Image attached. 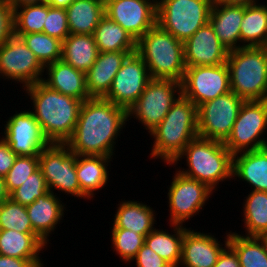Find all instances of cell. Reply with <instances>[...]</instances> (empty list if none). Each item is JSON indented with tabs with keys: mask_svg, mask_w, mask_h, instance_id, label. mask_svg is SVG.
<instances>
[{
	"mask_svg": "<svg viewBox=\"0 0 267 267\" xmlns=\"http://www.w3.org/2000/svg\"><path fill=\"white\" fill-rule=\"evenodd\" d=\"M232 177L248 183L253 191L267 192V147L233 155Z\"/></svg>",
	"mask_w": 267,
	"mask_h": 267,
	"instance_id": "d4e9b609",
	"label": "cell"
},
{
	"mask_svg": "<svg viewBox=\"0 0 267 267\" xmlns=\"http://www.w3.org/2000/svg\"><path fill=\"white\" fill-rule=\"evenodd\" d=\"M9 198V194L6 191L4 177L0 176V204Z\"/></svg>",
	"mask_w": 267,
	"mask_h": 267,
	"instance_id": "f907efd6",
	"label": "cell"
},
{
	"mask_svg": "<svg viewBox=\"0 0 267 267\" xmlns=\"http://www.w3.org/2000/svg\"><path fill=\"white\" fill-rule=\"evenodd\" d=\"M43 33L58 38L62 42L70 34L66 10L48 5V15L44 22Z\"/></svg>",
	"mask_w": 267,
	"mask_h": 267,
	"instance_id": "60d3db41",
	"label": "cell"
},
{
	"mask_svg": "<svg viewBox=\"0 0 267 267\" xmlns=\"http://www.w3.org/2000/svg\"><path fill=\"white\" fill-rule=\"evenodd\" d=\"M22 38L43 66L61 60L62 41L45 33L14 34Z\"/></svg>",
	"mask_w": 267,
	"mask_h": 267,
	"instance_id": "d590c367",
	"label": "cell"
},
{
	"mask_svg": "<svg viewBox=\"0 0 267 267\" xmlns=\"http://www.w3.org/2000/svg\"><path fill=\"white\" fill-rule=\"evenodd\" d=\"M226 64L232 92L245 101L267 100V47L230 50Z\"/></svg>",
	"mask_w": 267,
	"mask_h": 267,
	"instance_id": "8992f818",
	"label": "cell"
},
{
	"mask_svg": "<svg viewBox=\"0 0 267 267\" xmlns=\"http://www.w3.org/2000/svg\"><path fill=\"white\" fill-rule=\"evenodd\" d=\"M182 159L186 160L188 170L179 167L177 171L206 184L213 191L217 190L219 182L233 178V154L225 147L224 142L198 136L168 165H176Z\"/></svg>",
	"mask_w": 267,
	"mask_h": 267,
	"instance_id": "277c9868",
	"label": "cell"
},
{
	"mask_svg": "<svg viewBox=\"0 0 267 267\" xmlns=\"http://www.w3.org/2000/svg\"><path fill=\"white\" fill-rule=\"evenodd\" d=\"M229 91V69L226 63L215 66H186L181 92L197 107Z\"/></svg>",
	"mask_w": 267,
	"mask_h": 267,
	"instance_id": "5bb4252c",
	"label": "cell"
},
{
	"mask_svg": "<svg viewBox=\"0 0 267 267\" xmlns=\"http://www.w3.org/2000/svg\"><path fill=\"white\" fill-rule=\"evenodd\" d=\"M111 159L99 155H77L76 175L80 185V198L93 199L94 193L105 187L109 179L108 165H111Z\"/></svg>",
	"mask_w": 267,
	"mask_h": 267,
	"instance_id": "cb8c5ba5",
	"label": "cell"
},
{
	"mask_svg": "<svg viewBox=\"0 0 267 267\" xmlns=\"http://www.w3.org/2000/svg\"><path fill=\"white\" fill-rule=\"evenodd\" d=\"M98 55L93 35L69 34L62 42L61 60L85 73L95 63Z\"/></svg>",
	"mask_w": 267,
	"mask_h": 267,
	"instance_id": "83f0119b",
	"label": "cell"
},
{
	"mask_svg": "<svg viewBox=\"0 0 267 267\" xmlns=\"http://www.w3.org/2000/svg\"><path fill=\"white\" fill-rule=\"evenodd\" d=\"M48 4H28L14 8V34L43 33Z\"/></svg>",
	"mask_w": 267,
	"mask_h": 267,
	"instance_id": "e575fe53",
	"label": "cell"
},
{
	"mask_svg": "<svg viewBox=\"0 0 267 267\" xmlns=\"http://www.w3.org/2000/svg\"><path fill=\"white\" fill-rule=\"evenodd\" d=\"M136 267H172L166 260L161 258L147 245H143L133 259Z\"/></svg>",
	"mask_w": 267,
	"mask_h": 267,
	"instance_id": "7bdbcfd3",
	"label": "cell"
},
{
	"mask_svg": "<svg viewBox=\"0 0 267 267\" xmlns=\"http://www.w3.org/2000/svg\"><path fill=\"white\" fill-rule=\"evenodd\" d=\"M229 50L208 22L184 42L186 66H215L226 63Z\"/></svg>",
	"mask_w": 267,
	"mask_h": 267,
	"instance_id": "ac0fdd59",
	"label": "cell"
},
{
	"mask_svg": "<svg viewBox=\"0 0 267 267\" xmlns=\"http://www.w3.org/2000/svg\"><path fill=\"white\" fill-rule=\"evenodd\" d=\"M228 245L236 252L241 267H267V237L230 231Z\"/></svg>",
	"mask_w": 267,
	"mask_h": 267,
	"instance_id": "d6a6232c",
	"label": "cell"
},
{
	"mask_svg": "<svg viewBox=\"0 0 267 267\" xmlns=\"http://www.w3.org/2000/svg\"><path fill=\"white\" fill-rule=\"evenodd\" d=\"M259 0H212L213 4H236V5H251Z\"/></svg>",
	"mask_w": 267,
	"mask_h": 267,
	"instance_id": "7dc6e473",
	"label": "cell"
},
{
	"mask_svg": "<svg viewBox=\"0 0 267 267\" xmlns=\"http://www.w3.org/2000/svg\"><path fill=\"white\" fill-rule=\"evenodd\" d=\"M77 154L65 144H50L39 154V169L50 192L58 190L66 195L80 197L76 175Z\"/></svg>",
	"mask_w": 267,
	"mask_h": 267,
	"instance_id": "8fae6325",
	"label": "cell"
},
{
	"mask_svg": "<svg viewBox=\"0 0 267 267\" xmlns=\"http://www.w3.org/2000/svg\"><path fill=\"white\" fill-rule=\"evenodd\" d=\"M7 120L2 138L17 156H39L50 145L30 109L16 111Z\"/></svg>",
	"mask_w": 267,
	"mask_h": 267,
	"instance_id": "2e32d148",
	"label": "cell"
},
{
	"mask_svg": "<svg viewBox=\"0 0 267 267\" xmlns=\"http://www.w3.org/2000/svg\"><path fill=\"white\" fill-rule=\"evenodd\" d=\"M213 267H241L236 252L227 245L219 254Z\"/></svg>",
	"mask_w": 267,
	"mask_h": 267,
	"instance_id": "bcb514c9",
	"label": "cell"
},
{
	"mask_svg": "<svg viewBox=\"0 0 267 267\" xmlns=\"http://www.w3.org/2000/svg\"><path fill=\"white\" fill-rule=\"evenodd\" d=\"M173 233L168 230L154 228L146 237L145 245L151 248L172 267H179L181 260L184 232L188 229L182 225L169 224Z\"/></svg>",
	"mask_w": 267,
	"mask_h": 267,
	"instance_id": "f546056e",
	"label": "cell"
},
{
	"mask_svg": "<svg viewBox=\"0 0 267 267\" xmlns=\"http://www.w3.org/2000/svg\"><path fill=\"white\" fill-rule=\"evenodd\" d=\"M46 70L42 82L49 88L61 94L72 96L86 101L91 98L86 88V73L75 69L63 60H59L44 66Z\"/></svg>",
	"mask_w": 267,
	"mask_h": 267,
	"instance_id": "7402d4cb",
	"label": "cell"
},
{
	"mask_svg": "<svg viewBox=\"0 0 267 267\" xmlns=\"http://www.w3.org/2000/svg\"><path fill=\"white\" fill-rule=\"evenodd\" d=\"M213 192L206 184L176 170L167 194L170 224L183 226L185 221L199 214Z\"/></svg>",
	"mask_w": 267,
	"mask_h": 267,
	"instance_id": "4fadbf2b",
	"label": "cell"
},
{
	"mask_svg": "<svg viewBox=\"0 0 267 267\" xmlns=\"http://www.w3.org/2000/svg\"><path fill=\"white\" fill-rule=\"evenodd\" d=\"M39 169V156H17L12 168L4 177L8 194L20 187L28 177Z\"/></svg>",
	"mask_w": 267,
	"mask_h": 267,
	"instance_id": "ab89813d",
	"label": "cell"
},
{
	"mask_svg": "<svg viewBox=\"0 0 267 267\" xmlns=\"http://www.w3.org/2000/svg\"><path fill=\"white\" fill-rule=\"evenodd\" d=\"M266 130L267 100L244 101L224 145L233 155L265 148L267 138L262 135Z\"/></svg>",
	"mask_w": 267,
	"mask_h": 267,
	"instance_id": "9c48e42d",
	"label": "cell"
},
{
	"mask_svg": "<svg viewBox=\"0 0 267 267\" xmlns=\"http://www.w3.org/2000/svg\"><path fill=\"white\" fill-rule=\"evenodd\" d=\"M17 155L3 138L0 139V176L5 177L14 165Z\"/></svg>",
	"mask_w": 267,
	"mask_h": 267,
	"instance_id": "ee69618b",
	"label": "cell"
},
{
	"mask_svg": "<svg viewBox=\"0 0 267 267\" xmlns=\"http://www.w3.org/2000/svg\"><path fill=\"white\" fill-rule=\"evenodd\" d=\"M49 192L40 169L31 174L24 183L9 194V198L21 205L32 204L36 199Z\"/></svg>",
	"mask_w": 267,
	"mask_h": 267,
	"instance_id": "f35d334b",
	"label": "cell"
},
{
	"mask_svg": "<svg viewBox=\"0 0 267 267\" xmlns=\"http://www.w3.org/2000/svg\"><path fill=\"white\" fill-rule=\"evenodd\" d=\"M136 53L145 62L152 79L182 82L186 70L184 42L157 23L136 42Z\"/></svg>",
	"mask_w": 267,
	"mask_h": 267,
	"instance_id": "5b68a950",
	"label": "cell"
},
{
	"mask_svg": "<svg viewBox=\"0 0 267 267\" xmlns=\"http://www.w3.org/2000/svg\"><path fill=\"white\" fill-rule=\"evenodd\" d=\"M65 10L70 34L93 35L105 15V1L73 0Z\"/></svg>",
	"mask_w": 267,
	"mask_h": 267,
	"instance_id": "4316f807",
	"label": "cell"
},
{
	"mask_svg": "<svg viewBox=\"0 0 267 267\" xmlns=\"http://www.w3.org/2000/svg\"><path fill=\"white\" fill-rule=\"evenodd\" d=\"M44 72V66L21 37L13 35L0 46V78L26 88L42 81Z\"/></svg>",
	"mask_w": 267,
	"mask_h": 267,
	"instance_id": "7c38bea8",
	"label": "cell"
},
{
	"mask_svg": "<svg viewBox=\"0 0 267 267\" xmlns=\"http://www.w3.org/2000/svg\"><path fill=\"white\" fill-rule=\"evenodd\" d=\"M181 94L180 82L173 79H151L138 100L128 109V122L134 117L150 133L164 119Z\"/></svg>",
	"mask_w": 267,
	"mask_h": 267,
	"instance_id": "ba28073f",
	"label": "cell"
},
{
	"mask_svg": "<svg viewBox=\"0 0 267 267\" xmlns=\"http://www.w3.org/2000/svg\"><path fill=\"white\" fill-rule=\"evenodd\" d=\"M56 193L48 192L26 206L33 231L49 244V236L55 231V226L63 220L66 204L62 203Z\"/></svg>",
	"mask_w": 267,
	"mask_h": 267,
	"instance_id": "44dd1931",
	"label": "cell"
},
{
	"mask_svg": "<svg viewBox=\"0 0 267 267\" xmlns=\"http://www.w3.org/2000/svg\"><path fill=\"white\" fill-rule=\"evenodd\" d=\"M244 99L229 91L197 107L198 136L225 142L230 136Z\"/></svg>",
	"mask_w": 267,
	"mask_h": 267,
	"instance_id": "30bf717a",
	"label": "cell"
},
{
	"mask_svg": "<svg viewBox=\"0 0 267 267\" xmlns=\"http://www.w3.org/2000/svg\"><path fill=\"white\" fill-rule=\"evenodd\" d=\"M190 229L184 232L179 267H213L219 254L228 245L229 232L225 233L226 237L222 244L210 233Z\"/></svg>",
	"mask_w": 267,
	"mask_h": 267,
	"instance_id": "d6986e66",
	"label": "cell"
},
{
	"mask_svg": "<svg viewBox=\"0 0 267 267\" xmlns=\"http://www.w3.org/2000/svg\"><path fill=\"white\" fill-rule=\"evenodd\" d=\"M47 244L36 233L0 230V255L20 259H40Z\"/></svg>",
	"mask_w": 267,
	"mask_h": 267,
	"instance_id": "f1b7e54d",
	"label": "cell"
},
{
	"mask_svg": "<svg viewBox=\"0 0 267 267\" xmlns=\"http://www.w3.org/2000/svg\"><path fill=\"white\" fill-rule=\"evenodd\" d=\"M149 135L154 139L150 158L171 164L198 137L197 106L181 94Z\"/></svg>",
	"mask_w": 267,
	"mask_h": 267,
	"instance_id": "3957f363",
	"label": "cell"
},
{
	"mask_svg": "<svg viewBox=\"0 0 267 267\" xmlns=\"http://www.w3.org/2000/svg\"><path fill=\"white\" fill-rule=\"evenodd\" d=\"M244 5L213 4L209 22L220 42L230 51L243 47L240 40V26Z\"/></svg>",
	"mask_w": 267,
	"mask_h": 267,
	"instance_id": "603a6c76",
	"label": "cell"
},
{
	"mask_svg": "<svg viewBox=\"0 0 267 267\" xmlns=\"http://www.w3.org/2000/svg\"><path fill=\"white\" fill-rule=\"evenodd\" d=\"M41 259H20L0 255V267H44Z\"/></svg>",
	"mask_w": 267,
	"mask_h": 267,
	"instance_id": "f6af8a7d",
	"label": "cell"
},
{
	"mask_svg": "<svg viewBox=\"0 0 267 267\" xmlns=\"http://www.w3.org/2000/svg\"><path fill=\"white\" fill-rule=\"evenodd\" d=\"M111 233L113 251H116L115 254H118L120 259L127 264L131 263V261L133 262L137 252L144 245L146 236L122 228H112Z\"/></svg>",
	"mask_w": 267,
	"mask_h": 267,
	"instance_id": "74e56055",
	"label": "cell"
},
{
	"mask_svg": "<svg viewBox=\"0 0 267 267\" xmlns=\"http://www.w3.org/2000/svg\"><path fill=\"white\" fill-rule=\"evenodd\" d=\"M33 104L30 110L50 144H65L73 134L82 101L49 88L42 81L23 88Z\"/></svg>",
	"mask_w": 267,
	"mask_h": 267,
	"instance_id": "7a4b0ae2",
	"label": "cell"
},
{
	"mask_svg": "<svg viewBox=\"0 0 267 267\" xmlns=\"http://www.w3.org/2000/svg\"><path fill=\"white\" fill-rule=\"evenodd\" d=\"M127 121L123 107L105 98H89L83 101L76 127L65 145L77 155L113 158L116 140Z\"/></svg>",
	"mask_w": 267,
	"mask_h": 267,
	"instance_id": "6da1fadb",
	"label": "cell"
},
{
	"mask_svg": "<svg viewBox=\"0 0 267 267\" xmlns=\"http://www.w3.org/2000/svg\"><path fill=\"white\" fill-rule=\"evenodd\" d=\"M157 214L153 208L139 201H122L118 204L112 228H122L147 236L155 227Z\"/></svg>",
	"mask_w": 267,
	"mask_h": 267,
	"instance_id": "484cf974",
	"label": "cell"
},
{
	"mask_svg": "<svg viewBox=\"0 0 267 267\" xmlns=\"http://www.w3.org/2000/svg\"><path fill=\"white\" fill-rule=\"evenodd\" d=\"M151 79L148 67L135 52L125 59L103 98L128 111Z\"/></svg>",
	"mask_w": 267,
	"mask_h": 267,
	"instance_id": "9a60e30c",
	"label": "cell"
},
{
	"mask_svg": "<svg viewBox=\"0 0 267 267\" xmlns=\"http://www.w3.org/2000/svg\"><path fill=\"white\" fill-rule=\"evenodd\" d=\"M13 8L20 7L28 4L44 3V0H7Z\"/></svg>",
	"mask_w": 267,
	"mask_h": 267,
	"instance_id": "c3c4849f",
	"label": "cell"
},
{
	"mask_svg": "<svg viewBox=\"0 0 267 267\" xmlns=\"http://www.w3.org/2000/svg\"><path fill=\"white\" fill-rule=\"evenodd\" d=\"M240 40L243 47H267V5L254 3L244 5L240 26Z\"/></svg>",
	"mask_w": 267,
	"mask_h": 267,
	"instance_id": "1f68e13d",
	"label": "cell"
},
{
	"mask_svg": "<svg viewBox=\"0 0 267 267\" xmlns=\"http://www.w3.org/2000/svg\"><path fill=\"white\" fill-rule=\"evenodd\" d=\"M99 52L136 51V40L119 24L104 15L94 31Z\"/></svg>",
	"mask_w": 267,
	"mask_h": 267,
	"instance_id": "4dcf8cb0",
	"label": "cell"
},
{
	"mask_svg": "<svg viewBox=\"0 0 267 267\" xmlns=\"http://www.w3.org/2000/svg\"><path fill=\"white\" fill-rule=\"evenodd\" d=\"M244 201L245 236L267 237V192L251 190Z\"/></svg>",
	"mask_w": 267,
	"mask_h": 267,
	"instance_id": "836d02e7",
	"label": "cell"
},
{
	"mask_svg": "<svg viewBox=\"0 0 267 267\" xmlns=\"http://www.w3.org/2000/svg\"><path fill=\"white\" fill-rule=\"evenodd\" d=\"M212 0H157L156 23L185 42L209 22Z\"/></svg>",
	"mask_w": 267,
	"mask_h": 267,
	"instance_id": "52a82bcc",
	"label": "cell"
},
{
	"mask_svg": "<svg viewBox=\"0 0 267 267\" xmlns=\"http://www.w3.org/2000/svg\"><path fill=\"white\" fill-rule=\"evenodd\" d=\"M105 15L136 41L156 24L157 0H104Z\"/></svg>",
	"mask_w": 267,
	"mask_h": 267,
	"instance_id": "e0dca14e",
	"label": "cell"
},
{
	"mask_svg": "<svg viewBox=\"0 0 267 267\" xmlns=\"http://www.w3.org/2000/svg\"><path fill=\"white\" fill-rule=\"evenodd\" d=\"M14 35V8L7 0H0V46Z\"/></svg>",
	"mask_w": 267,
	"mask_h": 267,
	"instance_id": "b9f144b4",
	"label": "cell"
},
{
	"mask_svg": "<svg viewBox=\"0 0 267 267\" xmlns=\"http://www.w3.org/2000/svg\"><path fill=\"white\" fill-rule=\"evenodd\" d=\"M73 0H44L46 4L56 8L66 9Z\"/></svg>",
	"mask_w": 267,
	"mask_h": 267,
	"instance_id": "681fc988",
	"label": "cell"
},
{
	"mask_svg": "<svg viewBox=\"0 0 267 267\" xmlns=\"http://www.w3.org/2000/svg\"><path fill=\"white\" fill-rule=\"evenodd\" d=\"M0 230H16L21 233L33 231L26 206L12 201L10 198L0 204Z\"/></svg>",
	"mask_w": 267,
	"mask_h": 267,
	"instance_id": "8d00e7d4",
	"label": "cell"
},
{
	"mask_svg": "<svg viewBox=\"0 0 267 267\" xmlns=\"http://www.w3.org/2000/svg\"><path fill=\"white\" fill-rule=\"evenodd\" d=\"M136 51L99 52L95 63L86 72V88L91 98H103L125 59Z\"/></svg>",
	"mask_w": 267,
	"mask_h": 267,
	"instance_id": "ffe728a7",
	"label": "cell"
}]
</instances>
